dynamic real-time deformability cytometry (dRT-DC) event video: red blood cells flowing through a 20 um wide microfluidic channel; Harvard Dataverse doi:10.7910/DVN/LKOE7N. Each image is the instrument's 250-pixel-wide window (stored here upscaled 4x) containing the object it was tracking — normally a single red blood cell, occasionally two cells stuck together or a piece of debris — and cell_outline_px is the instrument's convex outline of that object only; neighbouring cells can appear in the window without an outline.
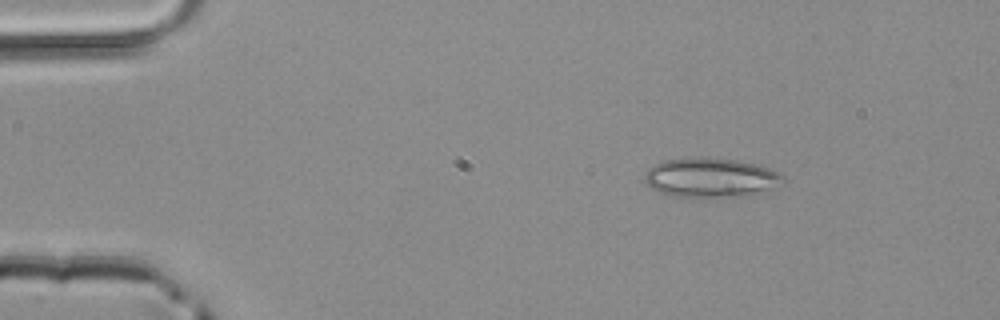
{"species": "common noctule bat (a hibernating species)", "species_latin": "Nyctalus noctula", "temperature_condition": "room temperature", "stored_images_in_passage": 48, "camera_frame_rate_fps": 3000, "um_per_image_px": 0.085, "animal": {"sex": "male", "body_mass_g": 20.4}, "frame": {"image": 1, "passage_image": 7, "time_ms": 2.0, "image_size_px": [1000, 320], "cell_outline_px": [[788, 180], [784, 184], [752, 196], [668, 196], [652, 188], [644, 180], [644, 172], [648, 168], [664, 160], [684, 156], [696, 156], [736, 160], [756, 164], [780, 172]], "centroid_in_image_um": [60.45, 15.08], "position_along_channel_um": 24.5, "area_um2": 32.37}}
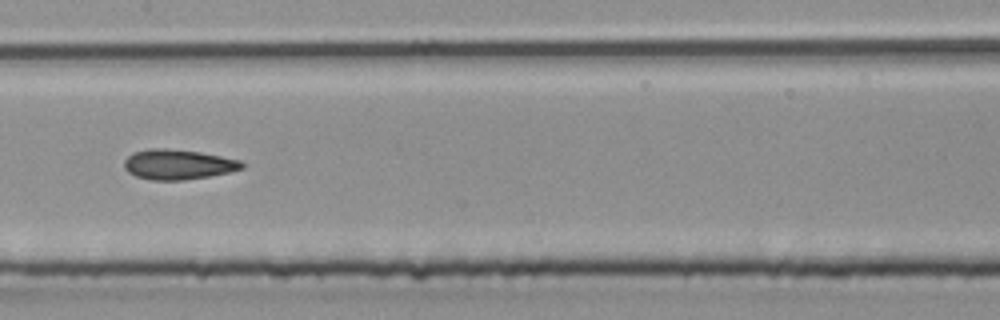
{"frame": {"image": 2, "passage_image": 24, "time_ms": 7.667, "image_size_px": [1000, 320], "cell_outline_px": [[248, 164], [244, 168], [228, 172], [208, 176], [184, 180], [152, 180], [136, 176], [128, 172], [124, 168], [124, 160], [132, 152], [148, 148], [168, 148], [200, 152], [240, 160]], "centroid_in_image_um": [15.13, 13.97], "position_along_channel_um": 192.3, "area_um2": 20.75}}
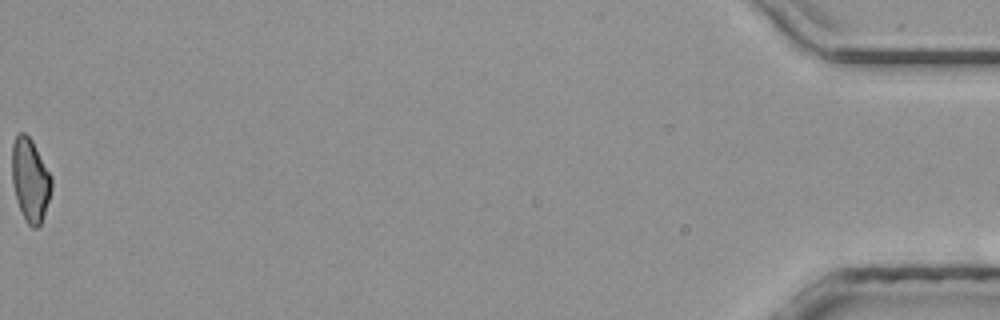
{"frame": {"image": 3, "passage_image": 48, "time_ms": 15.667, "image_size_px": [1000, 320], "cell_outline_px": [[52, 188], [44, 216], [40, 224], [36, 228], [32, 228], [28, 224], [16, 200], [12, 184], [12, 144], [16, 136], [20, 132], [24, 132], [32, 140], [52, 176]], "centroid_in_image_um": [2.57, 15.28], "position_along_channel_um": 432.6, "area_um2": 19.19}}